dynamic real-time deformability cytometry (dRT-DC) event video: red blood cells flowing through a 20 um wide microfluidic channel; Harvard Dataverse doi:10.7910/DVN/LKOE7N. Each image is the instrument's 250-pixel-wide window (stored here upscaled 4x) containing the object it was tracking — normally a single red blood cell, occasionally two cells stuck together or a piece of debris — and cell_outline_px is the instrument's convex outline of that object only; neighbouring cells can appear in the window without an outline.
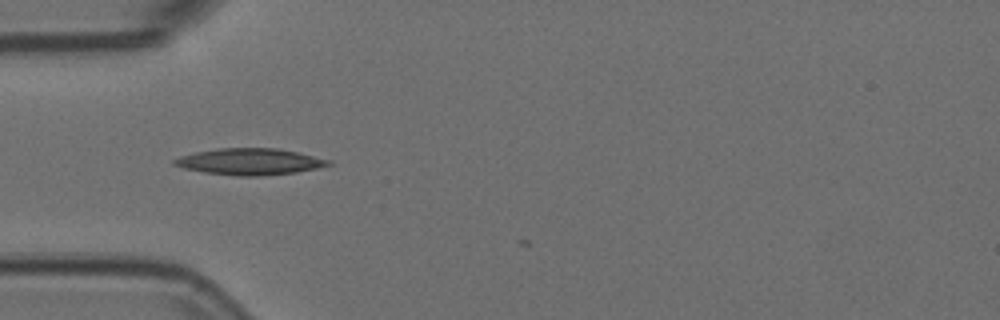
{"species": "Egyptian fruit bat (a non-hibernating species)", "species_latin": "Rousettus aegyptiacus", "temperature_condition": "room temperature", "stored_images_in_passage": 14, "camera_frame_rate_fps": 3000, "um_per_image_px": 0.085, "animal": {"sex": "female"}, "frame": {"image": 1, "passage_image": 1, "time_ms": 0.0, "image_size_px": [1000, 320], "cell_outline_px": [[332, 164], [316, 168], [296, 172], [256, 176], [236, 176], [204, 172], [184, 168], [172, 164], [172, 160], [180, 156], [196, 152], [220, 148], [276, 148], [296, 152], [332, 160]], "centroid_in_image_um": [21.22, 13.74], "position_along_channel_um": 63.8, "area_um2": 23.58}}
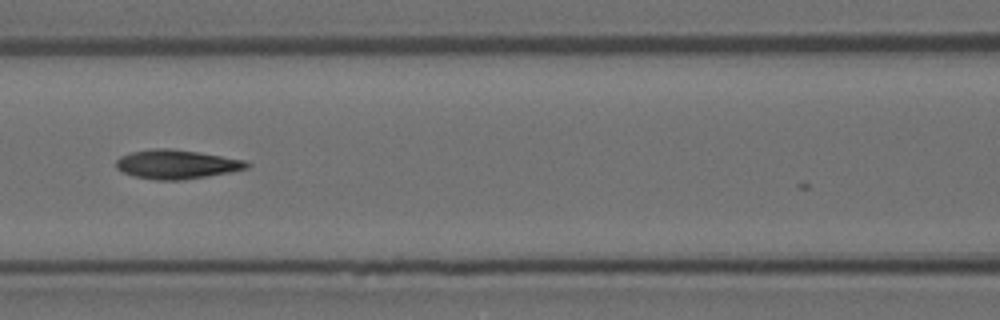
{"frame": {"image": 2, "passage_image": 8, "time_ms": 2.333, "image_size_px": [1000, 320], "cell_outline_px": [[252, 164], [248, 168], [232, 172], [184, 180], [156, 180], [132, 176], [116, 168], [116, 160], [120, 156], [132, 152], [152, 148], [168, 148], [196, 152], [244, 160]], "centroid_in_image_um": [15.0, 13.97], "position_along_channel_um": 151.6, "area_um2": 22.14}}
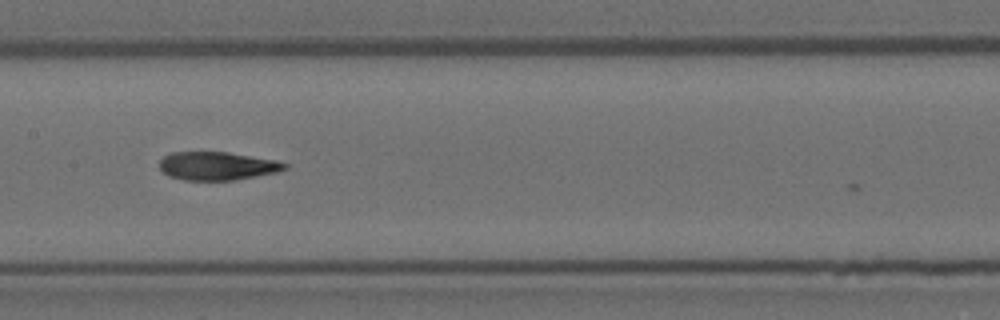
{"frame": {"image": 3, "passage_image": 11, "time_ms": 3.333, "image_size_px": [1000, 320], "cell_outline_px": [[288, 168], [276, 172], [236, 180], [184, 180], [168, 176], [160, 168], [160, 160], [164, 156], [172, 152], [228, 152], [276, 160], [288, 164]], "centroid_in_image_um": [18.47, 14.1], "position_along_channel_um": 188.9, "area_um2": 20.63}}